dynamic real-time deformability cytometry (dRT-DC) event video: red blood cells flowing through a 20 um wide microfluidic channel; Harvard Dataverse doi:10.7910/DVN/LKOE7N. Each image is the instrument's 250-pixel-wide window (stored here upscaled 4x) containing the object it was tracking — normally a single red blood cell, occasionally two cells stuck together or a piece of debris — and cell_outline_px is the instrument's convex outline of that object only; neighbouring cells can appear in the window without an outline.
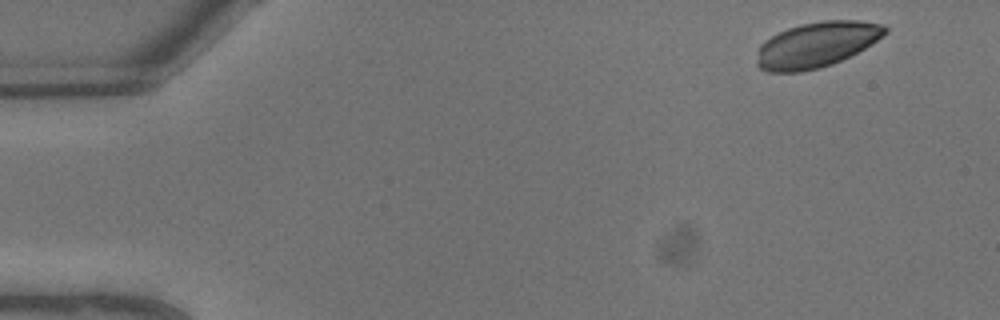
{"species": "common noctule bat (a hibernating species)", "species_latin": "Nyctalus noctula", "temperature_condition": "warm", "stored_images_in_passage": 6, "camera_frame_rate_fps": 3000, "um_per_image_px": 0.085, "animal": {"sex": "male", "body_mass_g": 13.3}, "frame": {"image": 1, "passage_image": 1, "time_ms": 0.0, "image_size_px": [1000, 320], "cell_outline_px": [[888, 32], [884, 36], [864, 48], [832, 64], [820, 68], [800, 72], [768, 72], [760, 68], [756, 64], [756, 60], [760, 44], [764, 40], [788, 28], [800, 24], [824, 20], [860, 20], [884, 24], [888, 28]], "centroid_in_image_um": [69.41, 3.79], "position_along_channel_um": 15.6, "area_um2": 33.99}}
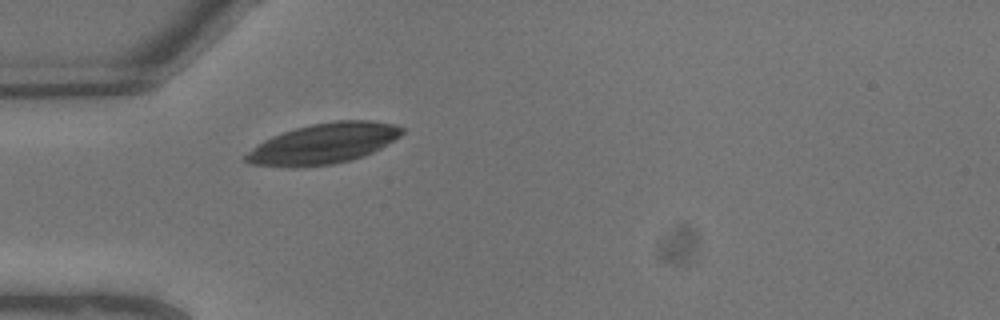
{"frame": {"image": 2, "passage_image": 6, "time_ms": 1.667, "image_size_px": [1000, 320], "cell_outline_px": [[404, 132], [400, 136], [380, 148], [364, 156], [352, 160], [332, 164], [300, 168], [288, 168], [248, 164], [244, 160], [244, 156], [252, 148], [264, 140], [272, 136], [296, 128], [312, 124], [336, 120], [368, 120], [396, 124], [404, 128]], "centroid_in_image_um": [27.48, 12.22], "position_along_channel_um": 57.5, "area_um2": 37.11}}